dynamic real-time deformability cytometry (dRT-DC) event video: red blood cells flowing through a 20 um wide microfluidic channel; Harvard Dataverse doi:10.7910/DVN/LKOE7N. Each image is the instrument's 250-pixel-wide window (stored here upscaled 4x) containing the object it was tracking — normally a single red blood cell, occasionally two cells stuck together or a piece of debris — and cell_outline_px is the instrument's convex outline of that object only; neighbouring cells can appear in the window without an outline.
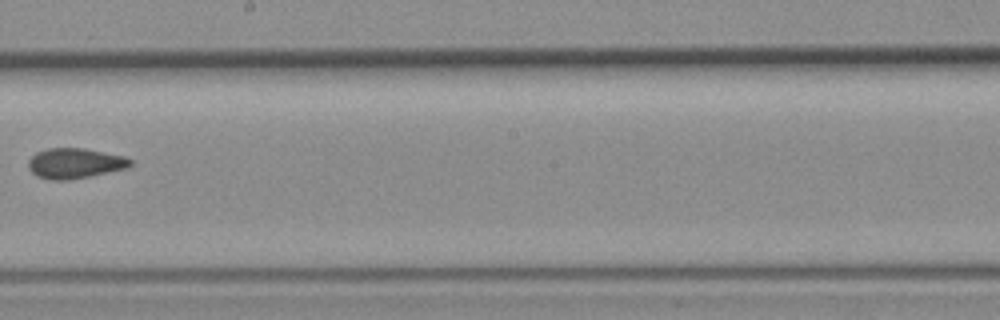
{"species": "common noctule bat (a hibernating species)", "species_latin": "Nyctalus noctula", "temperature_condition": "room temperature", "stored_images_in_passage": 10, "camera_frame_rate_fps": 3000, "um_per_image_px": 0.085, "animal": {"sex": "female", "body_mass_g": 19.3, "forearm_length_mm": 54.1}, "frame": {"image": 1, "passage_image": 10, "time_ms": 3.0, "image_size_px": [1000, 320], "cell_outline_px": [[132, 164], [128, 168], [68, 180], [52, 180], [36, 176], [28, 168], [28, 160], [36, 152], [48, 148], [84, 148], [124, 156], [132, 160]], "centroid_in_image_um": [6.35, 13.87], "position_along_channel_um": 241.9, "area_um2": 17.98}}